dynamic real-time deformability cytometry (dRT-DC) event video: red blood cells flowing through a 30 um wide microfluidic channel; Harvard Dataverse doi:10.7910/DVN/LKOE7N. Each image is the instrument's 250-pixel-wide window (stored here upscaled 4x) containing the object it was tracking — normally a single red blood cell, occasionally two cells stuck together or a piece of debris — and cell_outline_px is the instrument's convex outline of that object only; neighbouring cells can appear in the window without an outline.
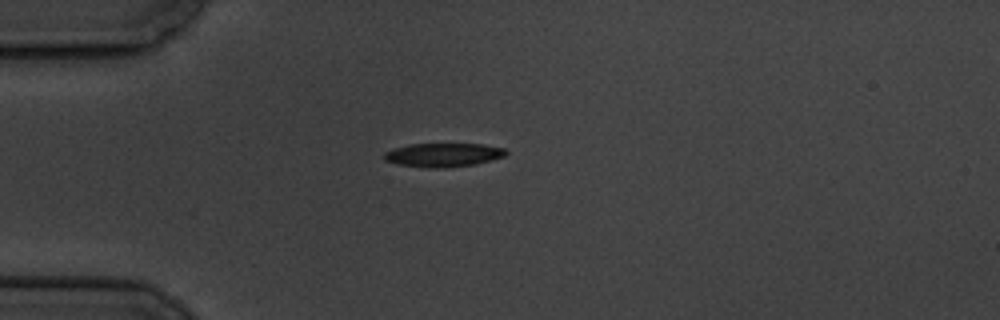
{"species": "common noctule bat (a hibernating species)", "species_latin": "Nyctalus noctula", "temperature_condition": "cold", "stored_images_in_passage": 2, "camera_frame_rate_fps": 3000, "um_per_image_px": 0.085, "animal": {"sex": "male", "body_mass_g": 19.5, "forearm_length_mm": 54.6}, "frame": {"image": 1, "passage_image": 1, "time_ms": 0.0, "image_size_px": [1000, 320], "cell_outline_px": [[508, 152], [504, 156], [476, 164], [444, 168], [428, 168], [400, 164], [384, 160], [380, 156], [384, 152], [392, 148], [408, 144], [484, 144], [504, 148]], "centroid_in_image_um": [37.63, 13.16], "position_along_channel_um": 47.4, "area_um2": 16.99}}